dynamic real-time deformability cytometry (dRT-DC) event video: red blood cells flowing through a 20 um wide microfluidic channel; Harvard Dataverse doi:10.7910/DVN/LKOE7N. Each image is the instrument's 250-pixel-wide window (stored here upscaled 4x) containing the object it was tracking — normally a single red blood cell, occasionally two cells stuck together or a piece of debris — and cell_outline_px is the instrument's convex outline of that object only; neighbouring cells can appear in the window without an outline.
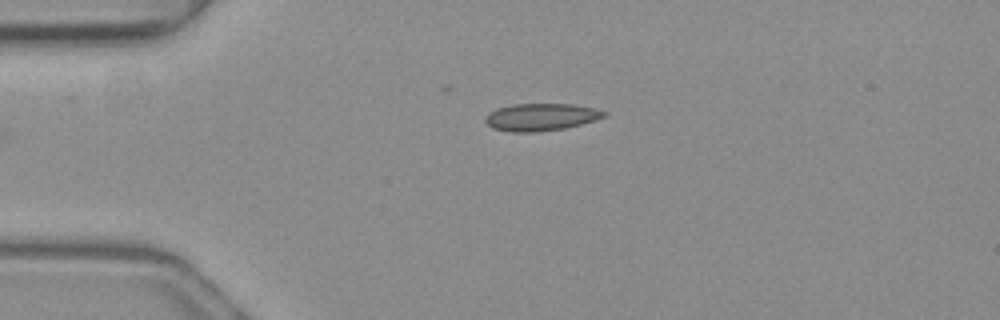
{"species": "common noctule bat (a hibernating species)", "species_latin": "Nyctalus noctula", "temperature_condition": "warm", "stored_images_in_passage": 34, "camera_frame_rate_fps": 3000, "um_per_image_px": 0.085, "animal": {"sex": "female", "body_mass_g": 19.3, "forearm_length_mm": 54.1}, "frame": {"image": 1, "passage_image": 1, "time_ms": 0.0, "image_size_px": [1000, 320], "cell_outline_px": [[608, 116], [580, 124], [564, 128], [536, 132], [512, 132], [492, 128], [484, 120], [488, 112], [496, 108], [512, 104], [572, 104], [592, 108], [608, 112]], "centroid_in_image_um": [45.96, 9.94], "position_along_channel_um": 39.0, "area_um2": 18.9}}
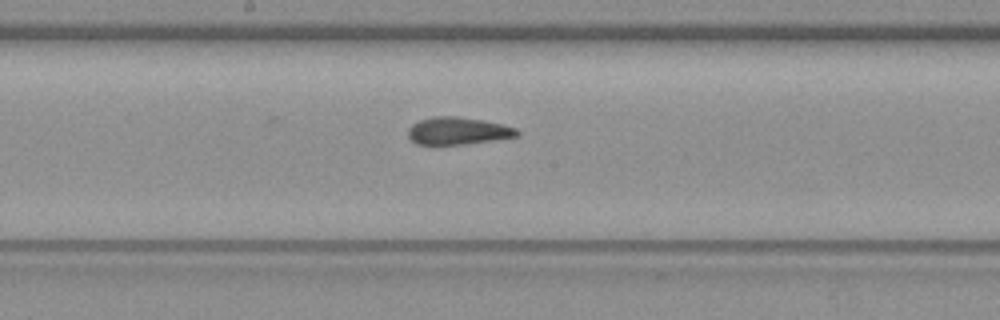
{"frame": {"image": 2, "passage_image": 16, "time_ms": 5.0, "image_size_px": [1000, 320], "cell_outline_px": [[520, 136], [464, 144], [416, 144], [408, 136], [408, 128], [412, 124], [420, 120], [432, 116], [456, 116], [484, 120], [516, 128], [520, 132]], "centroid_in_image_um": [38.92, 11.12], "position_along_channel_um": 209.3, "area_um2": 17.34}}
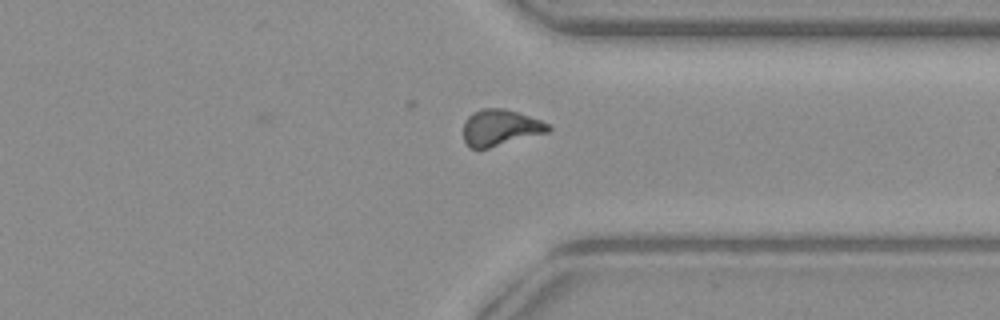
{"frame": {"image": 3, "passage_image": 28, "time_ms": 9.0, "image_size_px": [1000, 320], "cell_outline_px": [[552, 128], [548, 132], [488, 148], [468, 148], [464, 140], [464, 120], [472, 112], [480, 108], [504, 108], [540, 120], [548, 124]], "centroid_in_image_um": [42.48, 10.84], "position_along_channel_um": 368.9, "area_um2": 17.86}, "authors_computed_cell_mechanics": {"area_um2": 17.6868, "velocity_mm_per_s": 4.0197, "shape_relaxation_time_tau1_ms": null, "shape_relaxation_time_tau2_ms": 3.4237, "deformation_change_tau1": null, "deformation_change_tau2": 0.0838}}